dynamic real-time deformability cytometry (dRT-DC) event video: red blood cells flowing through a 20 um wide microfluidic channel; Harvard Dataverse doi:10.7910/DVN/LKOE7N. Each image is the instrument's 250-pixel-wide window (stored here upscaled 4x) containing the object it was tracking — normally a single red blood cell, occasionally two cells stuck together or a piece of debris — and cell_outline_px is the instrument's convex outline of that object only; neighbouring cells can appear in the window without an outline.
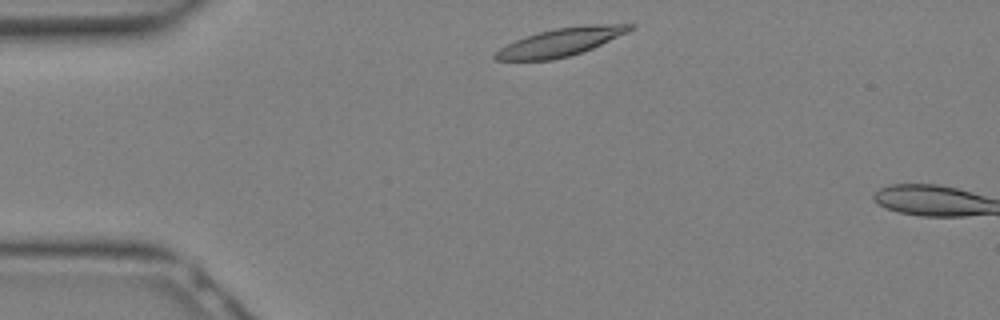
{"species": "Egyptian fruit bat (a non-hibernating species)", "species_latin": "Rousettus aegyptiacus", "temperature_condition": "warm", "stored_images_in_passage": 9, "camera_frame_rate_fps": 3000, "um_per_image_px": 0.085, "animal": {"sex": "female"}, "frame": {"image": 1, "passage_image": 1, "time_ms": 0.0, "image_size_px": [1000, 320], "cell_outline_px": [[636, 24], [628, 32], [592, 48], [568, 56], [552, 60], [496, 60], [492, 56], [500, 48], [524, 36], [556, 28], [588, 24]], "centroid_in_image_um": [47.65, 3.57], "position_along_channel_um": 37.3, "area_um2": 21.68}}
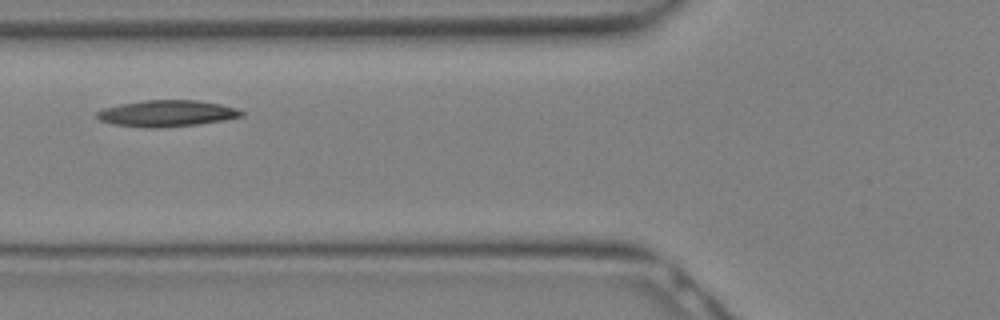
{"frame": {"image": 2, "passage_image": 6, "time_ms": 1.667, "image_size_px": [1000, 320], "cell_outline_px": [[244, 116], [224, 120], [196, 124], [160, 128], [148, 128], [112, 124], [100, 120], [96, 116], [96, 112], [104, 108], [120, 104], [144, 100], [196, 100], [220, 104], [236, 108], [244, 112]], "centroid_in_image_um": [14.17, 9.64], "position_along_channel_um": 111.6, "area_um2": 22.2}}
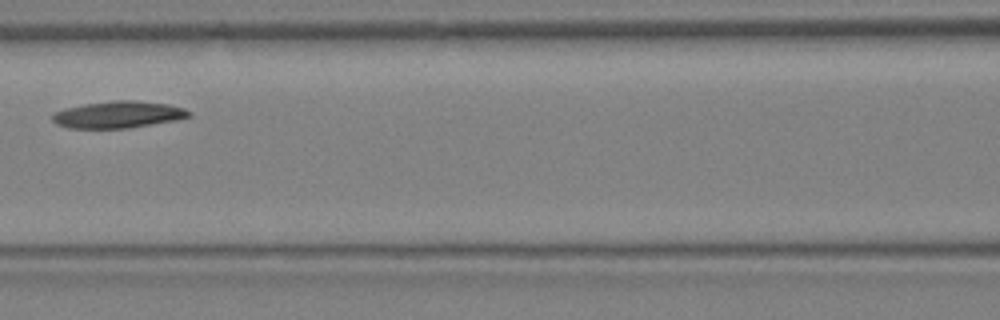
{"frame": {"image": 3, "passage_image": 8, "time_ms": 2.333, "image_size_px": [1000, 320], "cell_outline_px": [[192, 116], [176, 120], [128, 128], [68, 128], [56, 124], [52, 120], [52, 112], [64, 108], [84, 104], [112, 100], [136, 100], [168, 104], [184, 108], [192, 112]], "centroid_in_image_um": [10.03, 9.73], "position_along_channel_um": 156.6, "area_um2": 21.56}}